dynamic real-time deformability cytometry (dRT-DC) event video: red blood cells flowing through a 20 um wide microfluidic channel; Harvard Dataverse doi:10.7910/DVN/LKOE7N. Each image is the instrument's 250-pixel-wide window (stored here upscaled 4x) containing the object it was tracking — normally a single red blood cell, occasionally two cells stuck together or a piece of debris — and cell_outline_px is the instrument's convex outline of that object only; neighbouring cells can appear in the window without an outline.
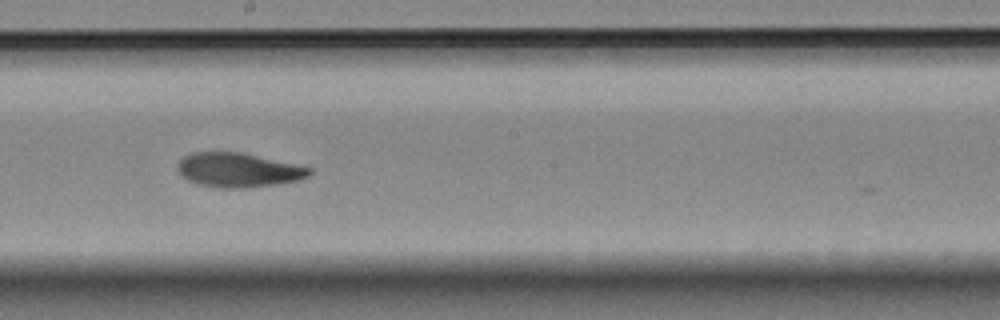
{"species": "Egyptian fruit bat (a non-hibernating species)", "species_latin": "Rousettus aegyptiacus", "temperature_condition": "room temperature", "stored_images_in_passage": 48, "camera_frame_rate_fps": 3000, "um_per_image_px": 0.085, "animal": {"sex": "female"}, "frame": {"image": 1, "passage_image": 30, "time_ms": 9.667, "image_size_px": [1000, 320], "cell_outline_px": [[312, 172], [308, 176], [296, 180], [276, 184], [244, 188], [224, 188], [196, 184], [180, 176], [176, 168], [180, 160], [184, 156], [192, 152], [240, 152], [312, 168]], "centroid_in_image_um": [20.19, 14.45], "position_along_channel_um": 228.0, "area_um2": 26.18}}
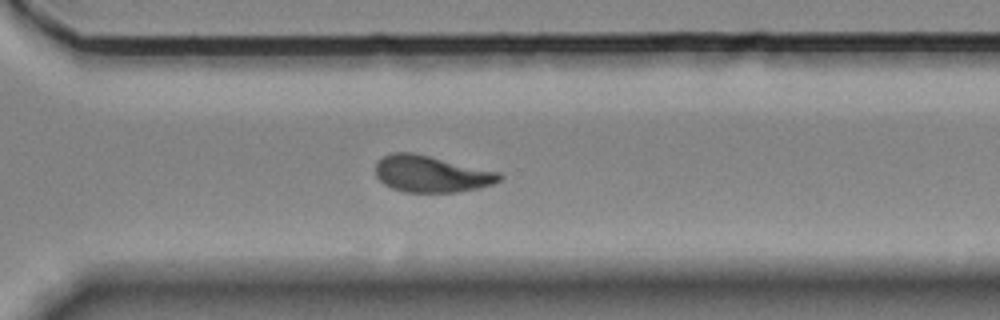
{"frame": {"image": 2, "passage_image": 39, "time_ms": 12.667, "image_size_px": [1000, 320], "cell_outline_px": [[504, 176], [500, 180], [492, 184], [476, 188], [456, 192], [404, 192], [392, 188], [384, 184], [376, 176], [376, 164], [384, 156], [392, 152], [412, 152], [500, 172]], "centroid_in_image_um": [36.66, 14.78], "position_along_channel_um": 333.9, "area_um2": 26.24}}
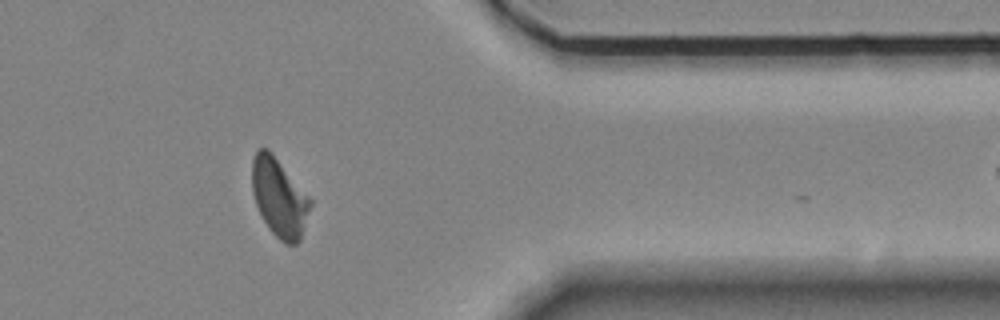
{"frame": {"image": 3, "passage_image": 45, "time_ms": 14.667, "image_size_px": [1000, 320], "cell_outline_px": [[312, 204], [300, 240], [296, 244], [284, 244], [268, 228], [256, 204], [252, 192], [252, 160], [256, 152], [260, 148], [268, 148], [272, 152], [312, 200]], "centroid_in_image_um": [23.74, 16.79], "position_along_channel_um": 387.7, "area_um2": 26.53}}